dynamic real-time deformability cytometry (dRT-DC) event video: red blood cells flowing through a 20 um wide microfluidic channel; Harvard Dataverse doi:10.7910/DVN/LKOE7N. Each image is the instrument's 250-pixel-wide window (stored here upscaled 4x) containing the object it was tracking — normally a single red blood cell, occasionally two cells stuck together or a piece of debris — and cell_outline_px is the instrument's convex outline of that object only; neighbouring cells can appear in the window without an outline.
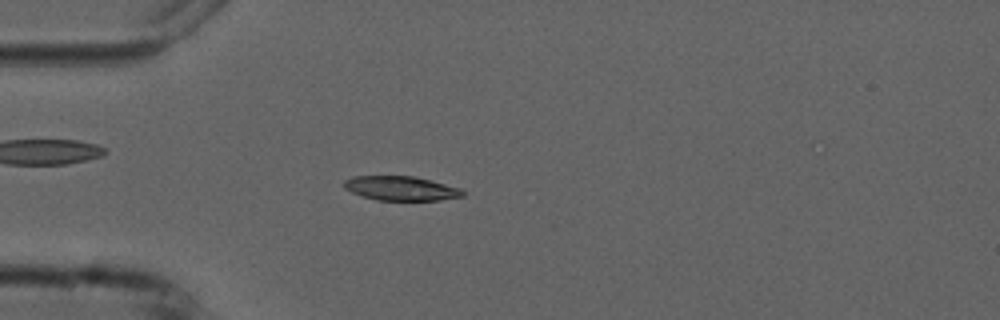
{"species": "common noctule bat (a hibernating species)", "species_latin": "Nyctalus noctula", "temperature_condition": "cold", "stored_images_in_passage": 6, "camera_frame_rate_fps": 3000, "um_per_image_px": 0.085, "animal": {"sex": "male", "forearm_length_mm": 52.5}, "frame": {"image": 1, "passage_image": 5, "time_ms": 5.667, "image_size_px": [1000, 320], "cell_outline_px": [[464, 196], [440, 200], [376, 200], [352, 192], [344, 188], [344, 180], [352, 176], [416, 176], [460, 188], [464, 192]], "centroid_in_image_um": [34.08, 16.0], "position_along_channel_um": 50.9, "area_um2": 16.76}}